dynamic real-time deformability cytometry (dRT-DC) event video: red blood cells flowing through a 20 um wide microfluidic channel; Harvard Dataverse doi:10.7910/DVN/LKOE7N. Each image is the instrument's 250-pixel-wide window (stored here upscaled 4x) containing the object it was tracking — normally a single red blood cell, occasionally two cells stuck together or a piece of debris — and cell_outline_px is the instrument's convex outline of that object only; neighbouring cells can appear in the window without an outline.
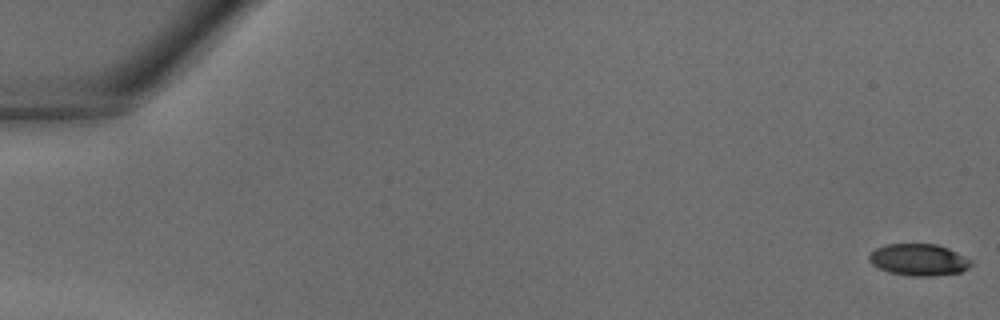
{"species": "common noctule bat (a hibernating species)", "species_latin": "Nyctalus noctula", "temperature_condition": "warm", "stored_images_in_passage": 40, "camera_frame_rate_fps": 3000, "um_per_image_px": 0.085, "animal": {"sex": "male", "body_mass_g": 18.8}, "frame": {"image": 1, "passage_image": 1, "time_ms": 0.0, "image_size_px": [1000, 320], "cell_outline_px": [[972, 264], [968, 268], [960, 272], [932, 276], [912, 276], [888, 272], [872, 264], [868, 260], [868, 256], [876, 248], [884, 244], [936, 244], [948, 248], [972, 260]], "centroid_in_image_um": [78.08, 22.08], "position_along_channel_um": 6.9, "area_um2": 18.84}}
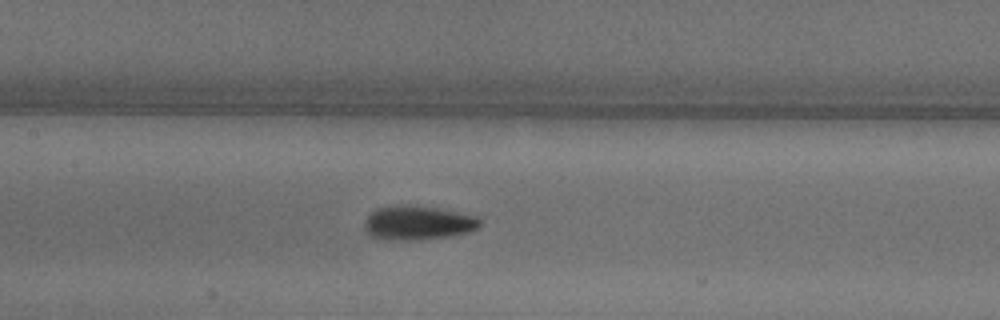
{"frame": {"image": 2, "passage_image": 20, "time_ms": 6.333, "image_size_px": [1000, 320], "cell_outline_px": [[480, 228], [472, 232], [448, 236], [420, 240], [384, 240], [372, 236], [364, 228], [364, 220], [376, 208], [396, 204], [412, 204], [440, 208], [480, 216]], "centroid_in_image_um": [35.56, 18.92], "position_along_channel_um": 171.8, "area_um2": 23.64}}
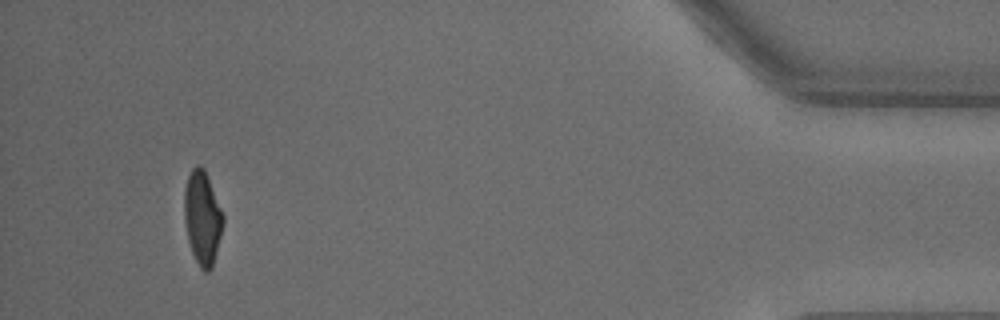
{"frame": {"image": 3, "passage_image": 38, "time_ms": 12.333, "image_size_px": [1000, 320], "cell_outline_px": [[224, 224], [212, 268], [208, 272], [204, 272], [200, 268], [192, 252], [188, 240], [184, 220], [184, 188], [188, 176], [192, 168], [196, 164], [200, 164], [204, 168], [208, 176], [224, 216]], "centroid_in_image_um": [17.2, 18.49], "position_along_channel_um": 418.0, "area_um2": 21.39}}